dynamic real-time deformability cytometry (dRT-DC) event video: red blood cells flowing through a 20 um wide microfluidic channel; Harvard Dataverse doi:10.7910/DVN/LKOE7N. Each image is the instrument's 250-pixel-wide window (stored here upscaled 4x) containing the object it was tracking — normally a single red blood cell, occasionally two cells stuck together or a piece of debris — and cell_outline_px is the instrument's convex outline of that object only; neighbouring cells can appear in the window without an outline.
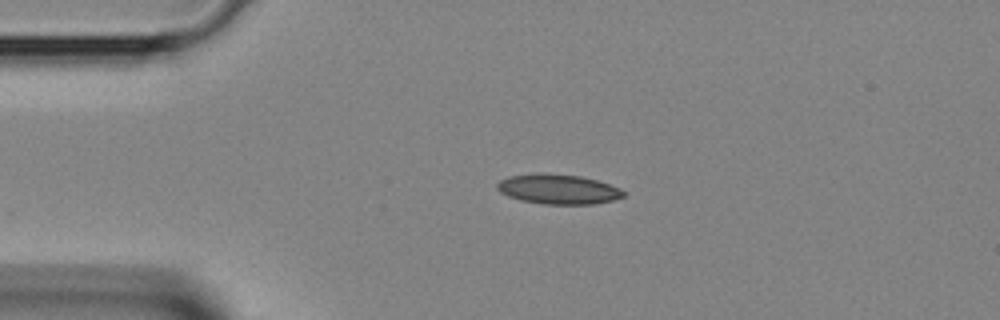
{"species": "Egyptian fruit bat (a non-hibernating species)", "species_latin": "Rousettus aegyptiacus", "temperature_condition": "room temperature", "stored_images_in_passage": 2, "camera_frame_rate_fps": 3000, "um_per_image_px": 0.085, "animal": {"sex": "female"}, "frame": {"image": 1, "passage_image": 2, "time_ms": 0.333, "image_size_px": [1000, 320], "cell_outline_px": [[624, 196], [612, 200], [592, 204], [544, 204], [520, 200], [508, 196], [500, 192], [496, 188], [496, 184], [500, 180], [508, 176], [536, 172], [544, 172], [580, 176], [596, 180], [608, 184], [624, 192]], "centroid_in_image_um": [47.36, 16.06], "position_along_channel_um": 37.6, "area_um2": 21.96}}